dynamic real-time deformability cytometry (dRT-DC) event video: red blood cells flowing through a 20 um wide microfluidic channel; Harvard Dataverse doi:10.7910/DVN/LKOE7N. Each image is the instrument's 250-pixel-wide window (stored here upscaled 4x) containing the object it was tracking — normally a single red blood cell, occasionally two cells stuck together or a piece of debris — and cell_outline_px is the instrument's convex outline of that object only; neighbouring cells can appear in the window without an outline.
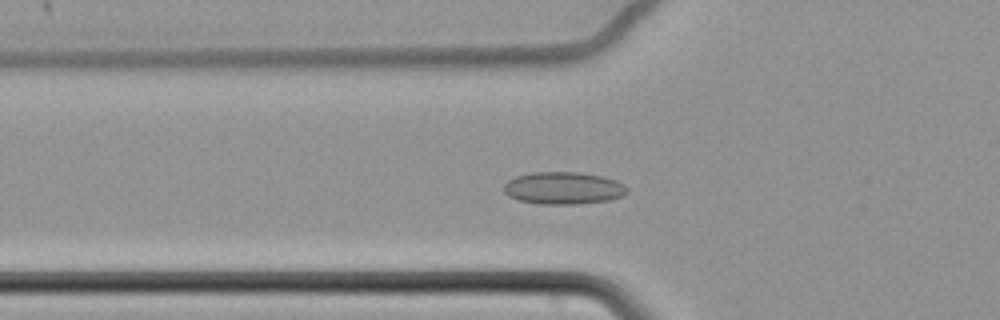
{"species": "common noctule bat (a hibernating species)", "species_latin": "Nyctalus noctula", "temperature_condition": "cold", "stored_images_in_passage": 65, "camera_frame_rate_fps": 3000, "um_per_image_px": 0.085, "animal": {"sex": "female", "body_mass_g": 22.7, "forearm_length_mm": 54.2}, "frame": {"image": 1, "passage_image": 26, "time_ms": 8.333, "image_size_px": [1000, 320], "cell_outline_px": [[628, 192], [624, 196], [608, 200], [572, 204], [540, 204], [520, 200], [508, 196], [504, 192], [504, 184], [508, 180], [516, 176], [532, 172], [580, 172], [604, 176], [616, 180], [624, 184], [628, 188]], "centroid_in_image_um": [47.91, 15.98], "position_along_channel_um": 77.9, "area_um2": 23.35}}
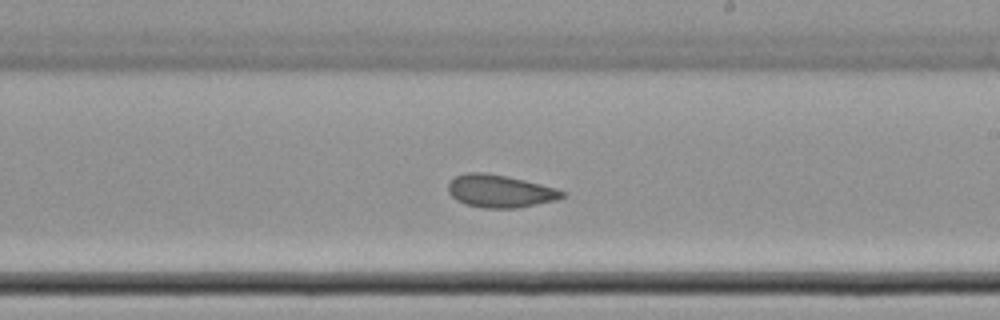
{"frame": {"image": 2, "passage_image": 41, "time_ms": 13.333, "image_size_px": [1000, 320], "cell_outline_px": [[564, 196], [556, 200], [516, 208], [484, 208], [468, 204], [456, 200], [448, 192], [448, 184], [456, 176], [468, 172], [484, 172], [524, 180], [556, 188], [564, 192]], "centroid_in_image_um": [42.48, 16.25], "position_along_channel_um": 246.5, "area_um2": 21.39}}
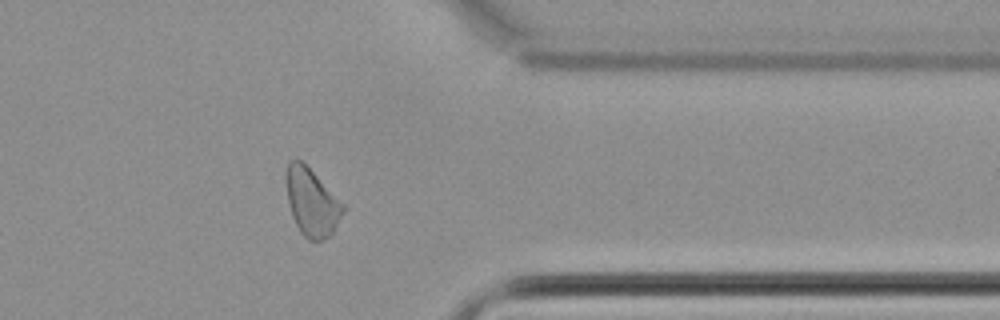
{"frame": {"image": 3, "passage_image": 54, "time_ms": 17.667, "image_size_px": [1000, 320], "cell_outline_px": [[348, 208], [332, 232], [324, 240], [308, 240], [300, 232], [292, 216], [288, 200], [284, 180], [284, 172], [288, 164], [292, 160], [300, 160]], "centroid_in_image_um": [26.49, 17.21], "position_along_channel_um": 384.9, "area_um2": 22.31}, "authors_computed_cell_mechanics": {"area_um2": 23.0622, "velocity_mm_per_s": 3.3945, "shape_relaxation_time_tau1_ms": null, "shape_relaxation_time_tau2_ms": 3.6445, "deformation_change_tau1": null, "deformation_change_tau2": 0.0788}}